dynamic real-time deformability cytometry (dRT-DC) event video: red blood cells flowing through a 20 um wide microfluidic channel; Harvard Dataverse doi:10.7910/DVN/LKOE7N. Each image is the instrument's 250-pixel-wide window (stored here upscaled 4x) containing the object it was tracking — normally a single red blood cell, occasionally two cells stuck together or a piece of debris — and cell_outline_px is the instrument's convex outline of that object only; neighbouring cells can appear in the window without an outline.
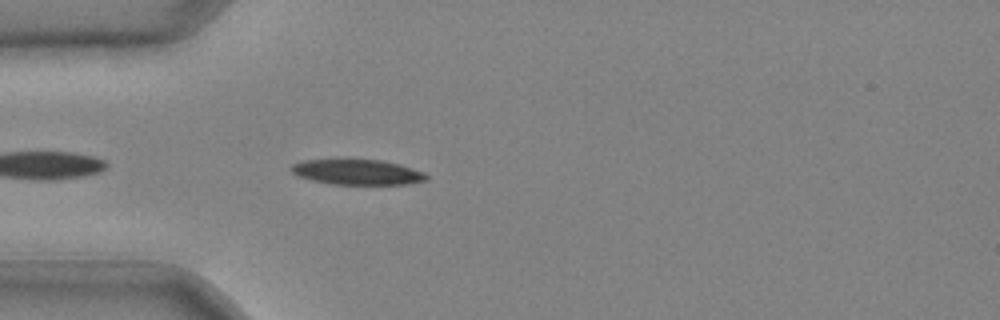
{"species": "common noctule bat (a hibernating species)", "species_latin": "Nyctalus noctula", "temperature_condition": "cold", "stored_images_in_passage": 33, "camera_frame_rate_fps": 3000, "um_per_image_px": 0.085, "animal": {"sex": "male", "body_mass_g": 20.4}, "frame": {"image": 1, "passage_image": 3, "time_ms": 0.667, "image_size_px": [1000, 320], "cell_outline_px": [[428, 180], [408, 184], [332, 184], [312, 180], [296, 176], [288, 168], [292, 164], [304, 160], [348, 156], [380, 160], [400, 164], [424, 172], [428, 176]], "centroid_in_image_um": [30.3, 14.57], "position_along_channel_um": 54.7, "area_um2": 20.98}}
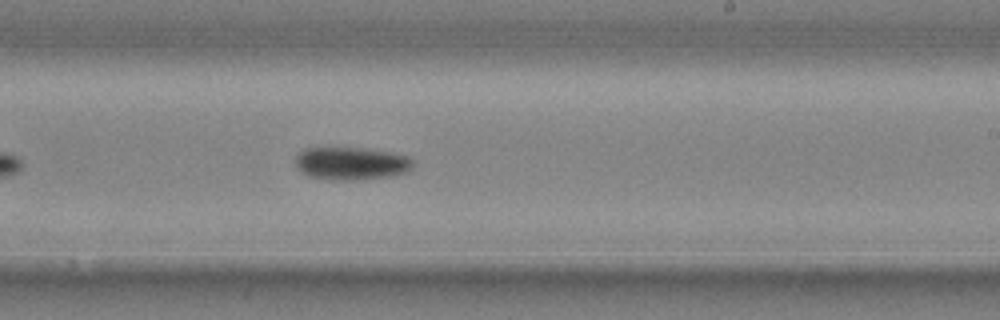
{"frame": {"image": 2, "passage_image": 17, "time_ms": 5.333, "image_size_px": [1000, 320], "cell_outline_px": [[412, 168], [408, 172], [388, 176], [348, 180], [332, 180], [308, 176], [300, 172], [296, 168], [296, 156], [304, 148], [368, 148], [392, 152], [408, 156], [412, 160]], "centroid_in_image_um": [29.84, 13.88], "position_along_channel_um": 259.2, "area_um2": 22.54}}
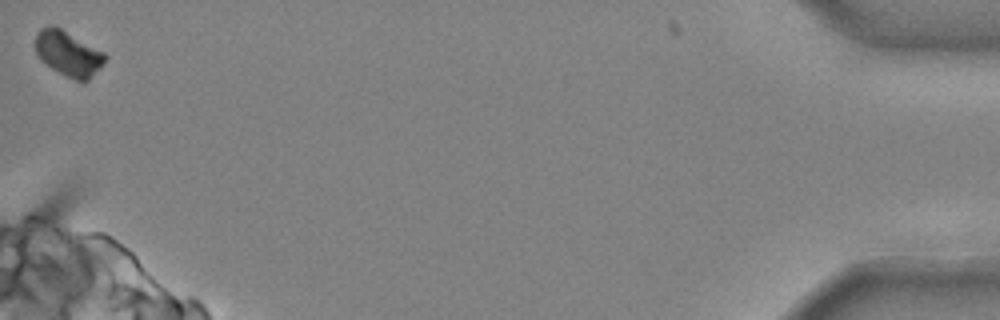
{"frame": {"image": 3, "passage_image": 33, "time_ms": 10.667, "image_size_px": [1000, 320], "cell_outline_px": [[108, 56], [104, 64], [84, 84], [52, 68], [40, 60], [36, 56], [36, 32], [40, 28], [48, 24], [52, 24], [60, 28], [104, 52]], "centroid_in_image_um": [5.8, 4.54], "position_along_channel_um": 429.4, "area_um2": 18.38}}